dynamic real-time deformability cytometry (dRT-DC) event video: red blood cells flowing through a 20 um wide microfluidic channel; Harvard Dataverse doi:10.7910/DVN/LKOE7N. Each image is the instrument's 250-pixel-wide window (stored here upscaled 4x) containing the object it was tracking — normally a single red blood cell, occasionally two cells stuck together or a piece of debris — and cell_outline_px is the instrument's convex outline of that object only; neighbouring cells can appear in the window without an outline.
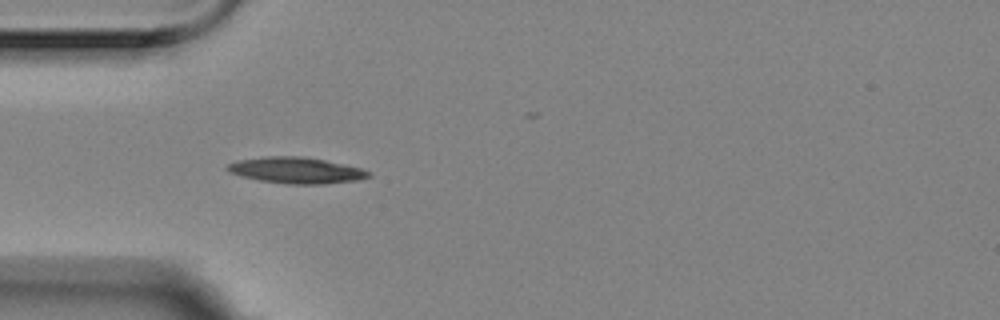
{"species": "Egyptian fruit bat (a non-hibernating species)", "species_latin": "Rousettus aegyptiacus", "temperature_condition": "room temperature", "stored_images_in_passage": 4, "camera_frame_rate_fps": 3000, "um_per_image_px": 0.085, "animal": {"sex": "female"}, "frame": {"image": 1, "passage_image": 3, "time_ms": 0.667, "image_size_px": [1000, 320], "cell_outline_px": [[372, 176], [360, 180], [324, 184], [288, 184], [260, 180], [240, 176], [228, 172], [224, 168], [228, 164], [236, 160], [264, 156], [304, 156], [344, 164], [360, 168], [372, 172]], "centroid_in_image_um": [25.17, 14.47], "position_along_channel_um": 59.8, "area_um2": 21.79}}
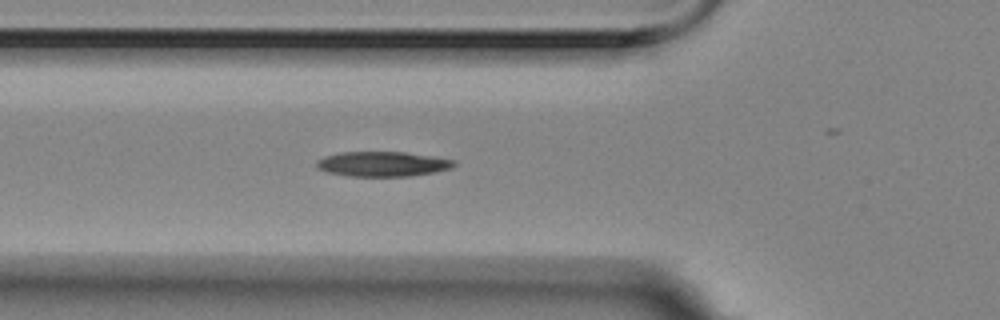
{"frame": {"image": 2, "passage_image": 4, "time_ms": 1.0, "image_size_px": [1000, 320], "cell_outline_px": [[456, 164], [452, 168], [436, 172], [412, 176], [348, 176], [328, 172], [316, 168], [316, 160], [324, 156], [340, 152], [404, 152], [436, 156], [456, 160]], "centroid_in_image_um": [32.55, 13.93], "position_along_channel_um": 93.2, "area_um2": 20.23}}